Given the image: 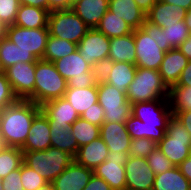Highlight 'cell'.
<instances>
[{
    "mask_svg": "<svg viewBox=\"0 0 191 190\" xmlns=\"http://www.w3.org/2000/svg\"><path fill=\"white\" fill-rule=\"evenodd\" d=\"M169 88L157 70L137 67L133 82L127 90V100L136 102L168 99Z\"/></svg>",
    "mask_w": 191,
    "mask_h": 190,
    "instance_id": "5b68a950",
    "label": "cell"
},
{
    "mask_svg": "<svg viewBox=\"0 0 191 190\" xmlns=\"http://www.w3.org/2000/svg\"><path fill=\"white\" fill-rule=\"evenodd\" d=\"M174 116L181 121L191 136V110L176 112Z\"/></svg>",
    "mask_w": 191,
    "mask_h": 190,
    "instance_id": "f907efd6",
    "label": "cell"
},
{
    "mask_svg": "<svg viewBox=\"0 0 191 190\" xmlns=\"http://www.w3.org/2000/svg\"><path fill=\"white\" fill-rule=\"evenodd\" d=\"M124 167L126 190H152L155 174L146 158L129 156Z\"/></svg>",
    "mask_w": 191,
    "mask_h": 190,
    "instance_id": "5bb4252c",
    "label": "cell"
},
{
    "mask_svg": "<svg viewBox=\"0 0 191 190\" xmlns=\"http://www.w3.org/2000/svg\"><path fill=\"white\" fill-rule=\"evenodd\" d=\"M78 50V44L49 35L43 60L54 62Z\"/></svg>",
    "mask_w": 191,
    "mask_h": 190,
    "instance_id": "d6a6232c",
    "label": "cell"
},
{
    "mask_svg": "<svg viewBox=\"0 0 191 190\" xmlns=\"http://www.w3.org/2000/svg\"><path fill=\"white\" fill-rule=\"evenodd\" d=\"M100 137L107 145L109 152H129L131 136L125 123L103 122L100 126Z\"/></svg>",
    "mask_w": 191,
    "mask_h": 190,
    "instance_id": "d6986e66",
    "label": "cell"
},
{
    "mask_svg": "<svg viewBox=\"0 0 191 190\" xmlns=\"http://www.w3.org/2000/svg\"><path fill=\"white\" fill-rule=\"evenodd\" d=\"M49 13L38 7L20 5L14 25L29 29L48 27Z\"/></svg>",
    "mask_w": 191,
    "mask_h": 190,
    "instance_id": "4316f807",
    "label": "cell"
},
{
    "mask_svg": "<svg viewBox=\"0 0 191 190\" xmlns=\"http://www.w3.org/2000/svg\"><path fill=\"white\" fill-rule=\"evenodd\" d=\"M138 7L147 13L158 0H135Z\"/></svg>",
    "mask_w": 191,
    "mask_h": 190,
    "instance_id": "11a10c76",
    "label": "cell"
},
{
    "mask_svg": "<svg viewBox=\"0 0 191 190\" xmlns=\"http://www.w3.org/2000/svg\"><path fill=\"white\" fill-rule=\"evenodd\" d=\"M50 136L51 147L58 148L73 158L75 157L79 147L70 128H65L62 125H50Z\"/></svg>",
    "mask_w": 191,
    "mask_h": 190,
    "instance_id": "1f68e13d",
    "label": "cell"
},
{
    "mask_svg": "<svg viewBox=\"0 0 191 190\" xmlns=\"http://www.w3.org/2000/svg\"><path fill=\"white\" fill-rule=\"evenodd\" d=\"M148 165L155 175L161 174L174 167L171 161L156 147L146 158Z\"/></svg>",
    "mask_w": 191,
    "mask_h": 190,
    "instance_id": "f35d334b",
    "label": "cell"
},
{
    "mask_svg": "<svg viewBox=\"0 0 191 190\" xmlns=\"http://www.w3.org/2000/svg\"><path fill=\"white\" fill-rule=\"evenodd\" d=\"M0 190H4V189H3L2 179H1V178H0Z\"/></svg>",
    "mask_w": 191,
    "mask_h": 190,
    "instance_id": "6125c7cd",
    "label": "cell"
},
{
    "mask_svg": "<svg viewBox=\"0 0 191 190\" xmlns=\"http://www.w3.org/2000/svg\"><path fill=\"white\" fill-rule=\"evenodd\" d=\"M136 66L159 71L165 51L142 28L134 30Z\"/></svg>",
    "mask_w": 191,
    "mask_h": 190,
    "instance_id": "7c38bea8",
    "label": "cell"
},
{
    "mask_svg": "<svg viewBox=\"0 0 191 190\" xmlns=\"http://www.w3.org/2000/svg\"><path fill=\"white\" fill-rule=\"evenodd\" d=\"M109 10L133 30L141 28L146 20V13L138 7L135 0H109Z\"/></svg>",
    "mask_w": 191,
    "mask_h": 190,
    "instance_id": "cb8c5ba5",
    "label": "cell"
},
{
    "mask_svg": "<svg viewBox=\"0 0 191 190\" xmlns=\"http://www.w3.org/2000/svg\"><path fill=\"white\" fill-rule=\"evenodd\" d=\"M53 64L67 81L68 87L88 88L96 85L91 65L83 59L78 50L54 61Z\"/></svg>",
    "mask_w": 191,
    "mask_h": 190,
    "instance_id": "ba28073f",
    "label": "cell"
},
{
    "mask_svg": "<svg viewBox=\"0 0 191 190\" xmlns=\"http://www.w3.org/2000/svg\"><path fill=\"white\" fill-rule=\"evenodd\" d=\"M41 110L47 116L50 125H62L65 128H70L71 124L80 117L64 97L45 102Z\"/></svg>",
    "mask_w": 191,
    "mask_h": 190,
    "instance_id": "ac0fdd59",
    "label": "cell"
},
{
    "mask_svg": "<svg viewBox=\"0 0 191 190\" xmlns=\"http://www.w3.org/2000/svg\"><path fill=\"white\" fill-rule=\"evenodd\" d=\"M49 35L78 44L90 28L72 10H56L49 13Z\"/></svg>",
    "mask_w": 191,
    "mask_h": 190,
    "instance_id": "52a82bcc",
    "label": "cell"
},
{
    "mask_svg": "<svg viewBox=\"0 0 191 190\" xmlns=\"http://www.w3.org/2000/svg\"><path fill=\"white\" fill-rule=\"evenodd\" d=\"M176 86L191 87V61L183 69Z\"/></svg>",
    "mask_w": 191,
    "mask_h": 190,
    "instance_id": "681fc988",
    "label": "cell"
},
{
    "mask_svg": "<svg viewBox=\"0 0 191 190\" xmlns=\"http://www.w3.org/2000/svg\"><path fill=\"white\" fill-rule=\"evenodd\" d=\"M188 62L187 57L178 48H173L165 53L159 73L168 88L177 84Z\"/></svg>",
    "mask_w": 191,
    "mask_h": 190,
    "instance_id": "44dd1931",
    "label": "cell"
},
{
    "mask_svg": "<svg viewBox=\"0 0 191 190\" xmlns=\"http://www.w3.org/2000/svg\"><path fill=\"white\" fill-rule=\"evenodd\" d=\"M6 147L2 136L0 135V152Z\"/></svg>",
    "mask_w": 191,
    "mask_h": 190,
    "instance_id": "94428289",
    "label": "cell"
},
{
    "mask_svg": "<svg viewBox=\"0 0 191 190\" xmlns=\"http://www.w3.org/2000/svg\"><path fill=\"white\" fill-rule=\"evenodd\" d=\"M49 12L56 10H68L71 9L73 0H48Z\"/></svg>",
    "mask_w": 191,
    "mask_h": 190,
    "instance_id": "c3c4849f",
    "label": "cell"
},
{
    "mask_svg": "<svg viewBox=\"0 0 191 190\" xmlns=\"http://www.w3.org/2000/svg\"><path fill=\"white\" fill-rule=\"evenodd\" d=\"M37 190H55V188L52 182H48L44 186L38 188Z\"/></svg>",
    "mask_w": 191,
    "mask_h": 190,
    "instance_id": "91938a15",
    "label": "cell"
},
{
    "mask_svg": "<svg viewBox=\"0 0 191 190\" xmlns=\"http://www.w3.org/2000/svg\"><path fill=\"white\" fill-rule=\"evenodd\" d=\"M152 190H191V182L177 166L155 175Z\"/></svg>",
    "mask_w": 191,
    "mask_h": 190,
    "instance_id": "83f0119b",
    "label": "cell"
},
{
    "mask_svg": "<svg viewBox=\"0 0 191 190\" xmlns=\"http://www.w3.org/2000/svg\"><path fill=\"white\" fill-rule=\"evenodd\" d=\"M68 83L55 68L53 62L38 59L35 62L34 103L42 106L45 102L62 98Z\"/></svg>",
    "mask_w": 191,
    "mask_h": 190,
    "instance_id": "3957f363",
    "label": "cell"
},
{
    "mask_svg": "<svg viewBox=\"0 0 191 190\" xmlns=\"http://www.w3.org/2000/svg\"><path fill=\"white\" fill-rule=\"evenodd\" d=\"M162 29L164 45H170L172 49L178 48L191 34L185 21H179L173 25H164Z\"/></svg>",
    "mask_w": 191,
    "mask_h": 190,
    "instance_id": "8d00e7d4",
    "label": "cell"
},
{
    "mask_svg": "<svg viewBox=\"0 0 191 190\" xmlns=\"http://www.w3.org/2000/svg\"><path fill=\"white\" fill-rule=\"evenodd\" d=\"M141 28L152 37L157 42V45L159 48L164 50L165 52L171 50L172 48L170 45H164V38H163V29L160 28L157 25H154L147 20H145L144 24L141 26Z\"/></svg>",
    "mask_w": 191,
    "mask_h": 190,
    "instance_id": "ee69618b",
    "label": "cell"
},
{
    "mask_svg": "<svg viewBox=\"0 0 191 190\" xmlns=\"http://www.w3.org/2000/svg\"><path fill=\"white\" fill-rule=\"evenodd\" d=\"M8 26L0 20V41L7 38Z\"/></svg>",
    "mask_w": 191,
    "mask_h": 190,
    "instance_id": "6f0895ef",
    "label": "cell"
},
{
    "mask_svg": "<svg viewBox=\"0 0 191 190\" xmlns=\"http://www.w3.org/2000/svg\"><path fill=\"white\" fill-rule=\"evenodd\" d=\"M109 58L114 62L136 65L134 31L126 36L110 38Z\"/></svg>",
    "mask_w": 191,
    "mask_h": 190,
    "instance_id": "d4e9b609",
    "label": "cell"
},
{
    "mask_svg": "<svg viewBox=\"0 0 191 190\" xmlns=\"http://www.w3.org/2000/svg\"><path fill=\"white\" fill-rule=\"evenodd\" d=\"M172 116L168 99L136 102L131 104L126 130L131 139L148 138L158 143L164 137Z\"/></svg>",
    "mask_w": 191,
    "mask_h": 190,
    "instance_id": "6da1fadb",
    "label": "cell"
},
{
    "mask_svg": "<svg viewBox=\"0 0 191 190\" xmlns=\"http://www.w3.org/2000/svg\"><path fill=\"white\" fill-rule=\"evenodd\" d=\"M48 37V27L29 29L11 25L7 29V38L22 51L30 52L37 60L43 58Z\"/></svg>",
    "mask_w": 191,
    "mask_h": 190,
    "instance_id": "30bf717a",
    "label": "cell"
},
{
    "mask_svg": "<svg viewBox=\"0 0 191 190\" xmlns=\"http://www.w3.org/2000/svg\"><path fill=\"white\" fill-rule=\"evenodd\" d=\"M80 117L100 127L104 122V111L102 106L97 102L94 103L93 107H91L89 110H85Z\"/></svg>",
    "mask_w": 191,
    "mask_h": 190,
    "instance_id": "f6af8a7d",
    "label": "cell"
},
{
    "mask_svg": "<svg viewBox=\"0 0 191 190\" xmlns=\"http://www.w3.org/2000/svg\"><path fill=\"white\" fill-rule=\"evenodd\" d=\"M36 61L37 59L30 52L22 51L8 38L0 41V64L3 70L18 62L28 63Z\"/></svg>",
    "mask_w": 191,
    "mask_h": 190,
    "instance_id": "f1b7e54d",
    "label": "cell"
},
{
    "mask_svg": "<svg viewBox=\"0 0 191 190\" xmlns=\"http://www.w3.org/2000/svg\"><path fill=\"white\" fill-rule=\"evenodd\" d=\"M180 172L191 182V156L187 157L179 166Z\"/></svg>",
    "mask_w": 191,
    "mask_h": 190,
    "instance_id": "f5cc1de1",
    "label": "cell"
},
{
    "mask_svg": "<svg viewBox=\"0 0 191 190\" xmlns=\"http://www.w3.org/2000/svg\"><path fill=\"white\" fill-rule=\"evenodd\" d=\"M128 157V152H109L107 160L98 165L93 173L104 179L112 190H126L124 165Z\"/></svg>",
    "mask_w": 191,
    "mask_h": 190,
    "instance_id": "4fadbf2b",
    "label": "cell"
},
{
    "mask_svg": "<svg viewBox=\"0 0 191 190\" xmlns=\"http://www.w3.org/2000/svg\"><path fill=\"white\" fill-rule=\"evenodd\" d=\"M41 106L29 100H18L0 112V135L8 147L22 148L34 117Z\"/></svg>",
    "mask_w": 191,
    "mask_h": 190,
    "instance_id": "7a4b0ae2",
    "label": "cell"
},
{
    "mask_svg": "<svg viewBox=\"0 0 191 190\" xmlns=\"http://www.w3.org/2000/svg\"><path fill=\"white\" fill-rule=\"evenodd\" d=\"M167 4H174L180 6L186 10L191 8V0H161Z\"/></svg>",
    "mask_w": 191,
    "mask_h": 190,
    "instance_id": "9f6ffc18",
    "label": "cell"
},
{
    "mask_svg": "<svg viewBox=\"0 0 191 190\" xmlns=\"http://www.w3.org/2000/svg\"><path fill=\"white\" fill-rule=\"evenodd\" d=\"M184 21H185V24H186L187 28L189 29V31L191 33V8L186 11Z\"/></svg>",
    "mask_w": 191,
    "mask_h": 190,
    "instance_id": "680465c9",
    "label": "cell"
},
{
    "mask_svg": "<svg viewBox=\"0 0 191 190\" xmlns=\"http://www.w3.org/2000/svg\"><path fill=\"white\" fill-rule=\"evenodd\" d=\"M157 147V143L148 138L132 139L128 155L131 157L147 158Z\"/></svg>",
    "mask_w": 191,
    "mask_h": 190,
    "instance_id": "ab89813d",
    "label": "cell"
},
{
    "mask_svg": "<svg viewBox=\"0 0 191 190\" xmlns=\"http://www.w3.org/2000/svg\"><path fill=\"white\" fill-rule=\"evenodd\" d=\"M137 66L128 62H114L106 83L115 86L127 94L129 85L133 82Z\"/></svg>",
    "mask_w": 191,
    "mask_h": 190,
    "instance_id": "f546056e",
    "label": "cell"
},
{
    "mask_svg": "<svg viewBox=\"0 0 191 190\" xmlns=\"http://www.w3.org/2000/svg\"><path fill=\"white\" fill-rule=\"evenodd\" d=\"M2 73H4V70H3V68H2V66L0 64V74H2Z\"/></svg>",
    "mask_w": 191,
    "mask_h": 190,
    "instance_id": "be15d7a7",
    "label": "cell"
},
{
    "mask_svg": "<svg viewBox=\"0 0 191 190\" xmlns=\"http://www.w3.org/2000/svg\"><path fill=\"white\" fill-rule=\"evenodd\" d=\"M157 147L177 167L191 156V136L174 115L169 120L166 133L157 143Z\"/></svg>",
    "mask_w": 191,
    "mask_h": 190,
    "instance_id": "8992f818",
    "label": "cell"
},
{
    "mask_svg": "<svg viewBox=\"0 0 191 190\" xmlns=\"http://www.w3.org/2000/svg\"><path fill=\"white\" fill-rule=\"evenodd\" d=\"M70 130L76 138L78 147L86 145L100 137V127L81 117L71 124Z\"/></svg>",
    "mask_w": 191,
    "mask_h": 190,
    "instance_id": "836d02e7",
    "label": "cell"
},
{
    "mask_svg": "<svg viewBox=\"0 0 191 190\" xmlns=\"http://www.w3.org/2000/svg\"><path fill=\"white\" fill-rule=\"evenodd\" d=\"M19 7L18 0H0V20L7 26L14 25Z\"/></svg>",
    "mask_w": 191,
    "mask_h": 190,
    "instance_id": "60d3db41",
    "label": "cell"
},
{
    "mask_svg": "<svg viewBox=\"0 0 191 190\" xmlns=\"http://www.w3.org/2000/svg\"><path fill=\"white\" fill-rule=\"evenodd\" d=\"M73 160L70 154L54 147L42 151H23V163L48 182L58 177Z\"/></svg>",
    "mask_w": 191,
    "mask_h": 190,
    "instance_id": "277c9868",
    "label": "cell"
},
{
    "mask_svg": "<svg viewBox=\"0 0 191 190\" xmlns=\"http://www.w3.org/2000/svg\"><path fill=\"white\" fill-rule=\"evenodd\" d=\"M93 170L86 168L74 160L52 183L55 190H83L88 184Z\"/></svg>",
    "mask_w": 191,
    "mask_h": 190,
    "instance_id": "e0dca14e",
    "label": "cell"
},
{
    "mask_svg": "<svg viewBox=\"0 0 191 190\" xmlns=\"http://www.w3.org/2000/svg\"><path fill=\"white\" fill-rule=\"evenodd\" d=\"M50 124L41 110L33 119L22 151H42L51 147Z\"/></svg>",
    "mask_w": 191,
    "mask_h": 190,
    "instance_id": "2e32d148",
    "label": "cell"
},
{
    "mask_svg": "<svg viewBox=\"0 0 191 190\" xmlns=\"http://www.w3.org/2000/svg\"><path fill=\"white\" fill-rule=\"evenodd\" d=\"M83 190H112V189L104 179L96 176L93 173L88 184L83 188Z\"/></svg>",
    "mask_w": 191,
    "mask_h": 190,
    "instance_id": "7dc6e473",
    "label": "cell"
},
{
    "mask_svg": "<svg viewBox=\"0 0 191 190\" xmlns=\"http://www.w3.org/2000/svg\"><path fill=\"white\" fill-rule=\"evenodd\" d=\"M20 177L25 190H37L48 183L45 178L24 163L20 166Z\"/></svg>",
    "mask_w": 191,
    "mask_h": 190,
    "instance_id": "74e56055",
    "label": "cell"
},
{
    "mask_svg": "<svg viewBox=\"0 0 191 190\" xmlns=\"http://www.w3.org/2000/svg\"><path fill=\"white\" fill-rule=\"evenodd\" d=\"M20 5L34 6L49 11L48 0H18Z\"/></svg>",
    "mask_w": 191,
    "mask_h": 190,
    "instance_id": "816d5d0a",
    "label": "cell"
},
{
    "mask_svg": "<svg viewBox=\"0 0 191 190\" xmlns=\"http://www.w3.org/2000/svg\"><path fill=\"white\" fill-rule=\"evenodd\" d=\"M168 101L173 115L179 111L191 110V87L171 86Z\"/></svg>",
    "mask_w": 191,
    "mask_h": 190,
    "instance_id": "e575fe53",
    "label": "cell"
},
{
    "mask_svg": "<svg viewBox=\"0 0 191 190\" xmlns=\"http://www.w3.org/2000/svg\"><path fill=\"white\" fill-rule=\"evenodd\" d=\"M178 49L191 61V34L188 38L178 47Z\"/></svg>",
    "mask_w": 191,
    "mask_h": 190,
    "instance_id": "db71d44e",
    "label": "cell"
},
{
    "mask_svg": "<svg viewBox=\"0 0 191 190\" xmlns=\"http://www.w3.org/2000/svg\"><path fill=\"white\" fill-rule=\"evenodd\" d=\"M63 97L81 116L85 110H89L94 103L98 102L97 84L88 88L68 87Z\"/></svg>",
    "mask_w": 191,
    "mask_h": 190,
    "instance_id": "484cf974",
    "label": "cell"
},
{
    "mask_svg": "<svg viewBox=\"0 0 191 190\" xmlns=\"http://www.w3.org/2000/svg\"><path fill=\"white\" fill-rule=\"evenodd\" d=\"M23 163L21 148L6 146L0 152V178L3 179L10 172L19 169Z\"/></svg>",
    "mask_w": 191,
    "mask_h": 190,
    "instance_id": "d590c367",
    "label": "cell"
},
{
    "mask_svg": "<svg viewBox=\"0 0 191 190\" xmlns=\"http://www.w3.org/2000/svg\"><path fill=\"white\" fill-rule=\"evenodd\" d=\"M18 101L4 73L0 74V112Z\"/></svg>",
    "mask_w": 191,
    "mask_h": 190,
    "instance_id": "7bdbcfd3",
    "label": "cell"
},
{
    "mask_svg": "<svg viewBox=\"0 0 191 190\" xmlns=\"http://www.w3.org/2000/svg\"><path fill=\"white\" fill-rule=\"evenodd\" d=\"M4 190H25L22 186L20 168L10 172L2 179Z\"/></svg>",
    "mask_w": 191,
    "mask_h": 190,
    "instance_id": "bcb514c9",
    "label": "cell"
},
{
    "mask_svg": "<svg viewBox=\"0 0 191 190\" xmlns=\"http://www.w3.org/2000/svg\"><path fill=\"white\" fill-rule=\"evenodd\" d=\"M71 9L90 29L96 28L109 10V0H73Z\"/></svg>",
    "mask_w": 191,
    "mask_h": 190,
    "instance_id": "7402d4cb",
    "label": "cell"
},
{
    "mask_svg": "<svg viewBox=\"0 0 191 190\" xmlns=\"http://www.w3.org/2000/svg\"><path fill=\"white\" fill-rule=\"evenodd\" d=\"M18 100L34 103L35 62H18L4 70Z\"/></svg>",
    "mask_w": 191,
    "mask_h": 190,
    "instance_id": "8fae6325",
    "label": "cell"
},
{
    "mask_svg": "<svg viewBox=\"0 0 191 190\" xmlns=\"http://www.w3.org/2000/svg\"><path fill=\"white\" fill-rule=\"evenodd\" d=\"M110 39L96 28H91L78 43V51L91 66L109 57Z\"/></svg>",
    "mask_w": 191,
    "mask_h": 190,
    "instance_id": "9a60e30c",
    "label": "cell"
},
{
    "mask_svg": "<svg viewBox=\"0 0 191 190\" xmlns=\"http://www.w3.org/2000/svg\"><path fill=\"white\" fill-rule=\"evenodd\" d=\"M96 29L105 34L109 39L126 36L133 33V29L122 18L108 10L101 18Z\"/></svg>",
    "mask_w": 191,
    "mask_h": 190,
    "instance_id": "4dcf8cb0",
    "label": "cell"
},
{
    "mask_svg": "<svg viewBox=\"0 0 191 190\" xmlns=\"http://www.w3.org/2000/svg\"><path fill=\"white\" fill-rule=\"evenodd\" d=\"M186 11L180 6L158 0L146 13V20L162 28L164 25H173L184 21Z\"/></svg>",
    "mask_w": 191,
    "mask_h": 190,
    "instance_id": "ffe728a7",
    "label": "cell"
},
{
    "mask_svg": "<svg viewBox=\"0 0 191 190\" xmlns=\"http://www.w3.org/2000/svg\"><path fill=\"white\" fill-rule=\"evenodd\" d=\"M113 65L114 61L108 57L94 63L91 66V71L94 74L97 85L108 81Z\"/></svg>",
    "mask_w": 191,
    "mask_h": 190,
    "instance_id": "b9f144b4",
    "label": "cell"
},
{
    "mask_svg": "<svg viewBox=\"0 0 191 190\" xmlns=\"http://www.w3.org/2000/svg\"><path fill=\"white\" fill-rule=\"evenodd\" d=\"M109 149L101 137L79 147L74 161L86 168L94 170L107 160Z\"/></svg>",
    "mask_w": 191,
    "mask_h": 190,
    "instance_id": "603a6c76",
    "label": "cell"
},
{
    "mask_svg": "<svg viewBox=\"0 0 191 190\" xmlns=\"http://www.w3.org/2000/svg\"><path fill=\"white\" fill-rule=\"evenodd\" d=\"M98 103L104 111V122L126 123L131 115L127 94L108 83L97 85Z\"/></svg>",
    "mask_w": 191,
    "mask_h": 190,
    "instance_id": "9c48e42d",
    "label": "cell"
}]
</instances>
